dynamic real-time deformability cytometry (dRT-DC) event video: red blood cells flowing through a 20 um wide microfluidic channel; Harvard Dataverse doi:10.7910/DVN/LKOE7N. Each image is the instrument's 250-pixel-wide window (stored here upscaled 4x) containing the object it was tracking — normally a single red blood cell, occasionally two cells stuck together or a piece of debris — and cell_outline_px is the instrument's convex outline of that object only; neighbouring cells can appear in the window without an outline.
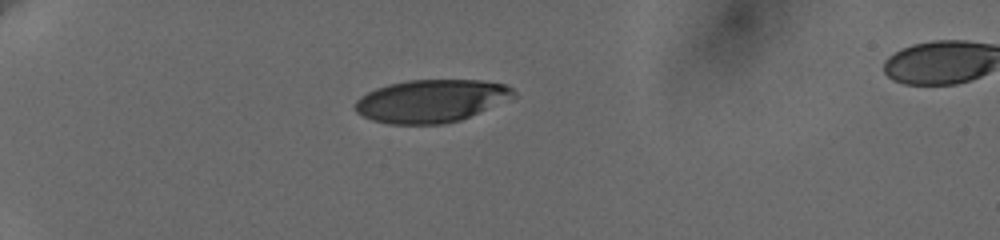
{"species": "human", "species_latin": "Homo sapiens", "temperature_condition": "cold", "stored_images_in_passage": 42, "camera_frame_rate_fps": 3000, "um_per_image_px": 0.085, "donor": {"sex": "female"}, "frame": {"image": 1, "passage_image": 1, "time_ms": 0.0, "image_size_px": [1000, 240], "cell_outline_px": [[516, 96], [460, 120], [444, 124], [388, 124], [372, 120], [356, 112], [352, 108], [352, 104], [360, 96], [376, 88], [388, 84], [408, 80], [480, 80], [504, 84], [512, 88], [516, 92]], "centroid_in_image_um": [36.6, 8.58], "position_along_channel_um": 48.4, "area_um2": 39.54}}
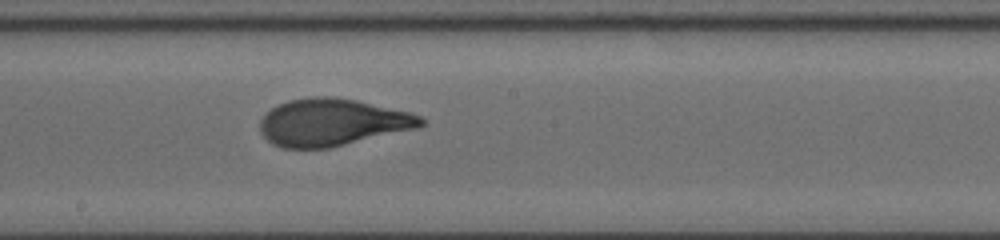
{"frame": {"image": 2, "passage_image": 19, "time_ms": 6.0, "image_size_px": [1000, 240], "cell_outline_px": [[424, 124], [416, 128], [328, 148], [280, 148], [272, 144], [260, 132], [260, 120], [272, 108], [288, 100], [312, 96], [332, 96], [356, 100], [408, 112], [420, 116], [424, 120]], "centroid_in_image_um": [28.2, 10.4], "position_along_channel_um": 220.0, "area_um2": 43.87}}
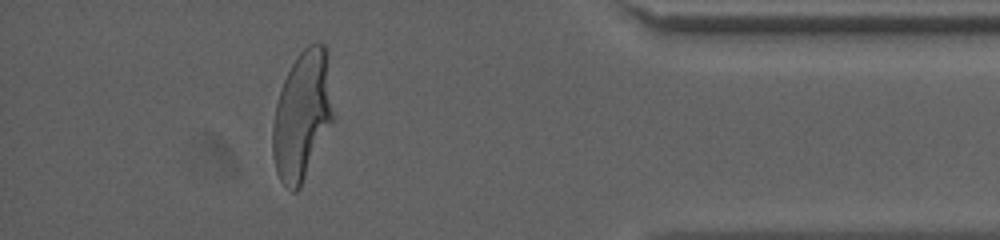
{"frame": {"image": 3, "passage_image": 37, "time_ms": 12.0, "image_size_px": [1000, 240], "cell_outline_px": [[336, 120], [300, 188], [296, 192], [292, 192], [280, 180], [276, 172], [272, 152], [272, 124], [276, 104], [284, 80], [296, 56], [308, 44], [324, 44]], "centroid_in_image_um": [25.7, 9.89], "position_along_channel_um": 409.5, "area_um2": 45.95}, "authors_computed_cell_mechanics": {"area_um2": 44.0147, "velocity_mm_per_s": 3.6361, "shape_relaxation_time_tau1_ms": 4.8169, "shape_relaxation_time_tau2_ms": null, "deformation_change_tau1": 0.2091, "deformation_change_tau2": null}}